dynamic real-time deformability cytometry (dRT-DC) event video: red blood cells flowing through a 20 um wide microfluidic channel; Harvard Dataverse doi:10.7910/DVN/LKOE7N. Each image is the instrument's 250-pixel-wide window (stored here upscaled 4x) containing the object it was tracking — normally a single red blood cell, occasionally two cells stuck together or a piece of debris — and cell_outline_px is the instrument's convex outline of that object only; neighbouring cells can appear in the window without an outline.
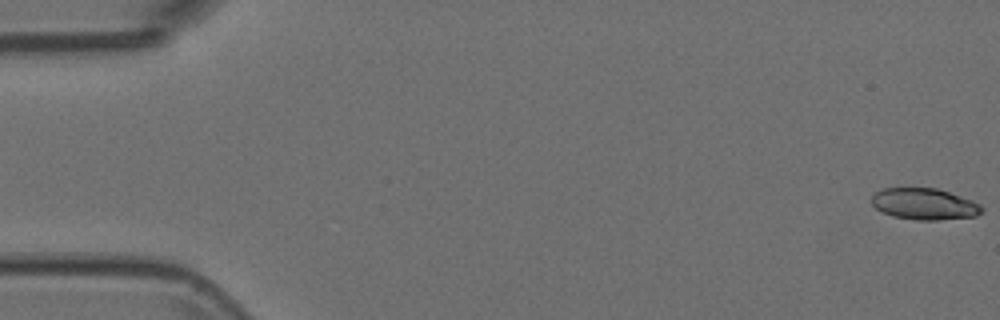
{"species": "Egyptian fruit bat (a non-hibernating species)", "species_latin": "Rousettus aegyptiacus", "temperature_condition": "room temperature", "stored_images_in_passage": 16, "camera_frame_rate_fps": 3000, "um_per_image_px": 0.085, "animal": {"sex": "female"}, "frame": {"image": 1, "passage_image": 1, "time_ms": 0.0, "image_size_px": [1000, 320], "cell_outline_px": [[984, 208], [976, 216], [936, 220], [916, 220], [892, 216], [876, 208], [872, 204], [872, 196], [876, 192], [884, 188], [936, 188], [972, 200], [980, 204]], "centroid_in_image_um": [78.57, 17.34], "position_along_channel_um": 6.4, "area_um2": 20.0}}
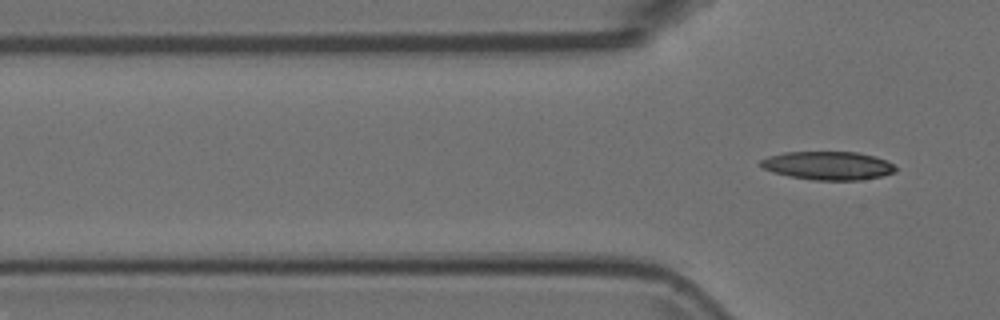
{"frame": {"image": 2, "passage_image": 16, "time_ms": 5.0, "image_size_px": [1000, 320], "cell_outline_px": [[896, 172], [880, 176], [860, 180], [812, 180], [788, 176], [772, 172], [764, 168], [760, 164], [760, 160], [768, 156], [784, 152], [856, 152], [872, 156], [884, 160], [892, 164], [896, 168]], "centroid_in_image_um": [70.34, 14.08], "position_along_channel_um": 55.5, "area_um2": 22.2}}